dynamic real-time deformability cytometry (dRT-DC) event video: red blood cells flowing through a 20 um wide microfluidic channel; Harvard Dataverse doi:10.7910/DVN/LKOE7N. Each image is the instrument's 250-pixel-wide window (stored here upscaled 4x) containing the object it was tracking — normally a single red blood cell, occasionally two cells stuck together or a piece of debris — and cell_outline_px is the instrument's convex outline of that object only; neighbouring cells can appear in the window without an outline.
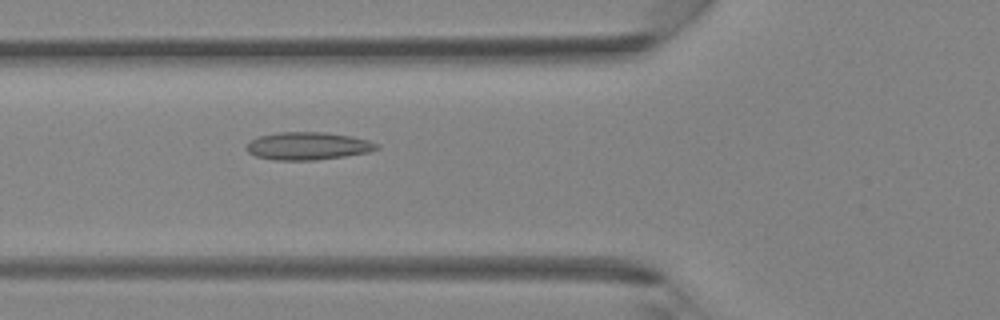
{"species": "Egyptian fruit bat (a non-hibernating species)", "species_latin": "Rousettus aegyptiacus", "temperature_condition": "room temperature", "stored_images_in_passage": 28, "camera_frame_rate_fps": 3000, "um_per_image_px": 0.085, "animal": {"sex": "female"}, "frame": {"image": 1, "passage_image": 7, "time_ms": 2.0, "image_size_px": [1000, 320], "cell_outline_px": [[380, 148], [368, 152], [348, 156], [316, 160], [272, 160], [256, 156], [248, 152], [244, 148], [252, 140], [260, 136], [280, 132], [324, 132], [352, 136], [368, 140], [380, 144]], "centroid_in_image_um": [26.21, 12.41], "position_along_channel_um": 99.6, "area_um2": 21.15}}
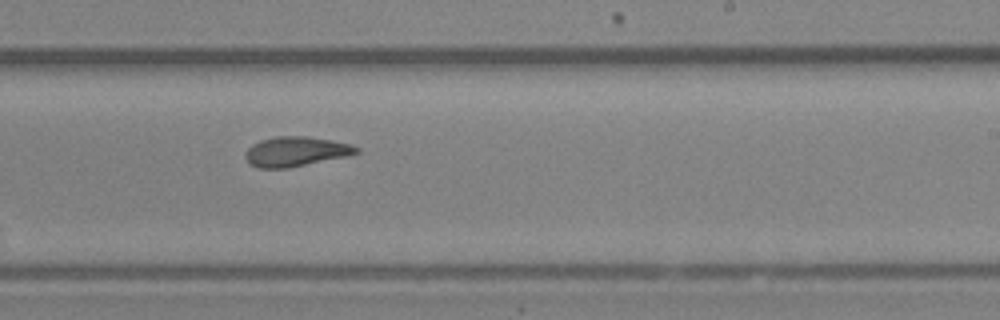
{"frame": {"image": 2, "passage_image": 17, "time_ms": 5.333, "image_size_px": [1000, 320], "cell_outline_px": [[360, 152], [344, 156], [288, 168], [260, 168], [252, 164], [244, 156], [248, 148], [252, 144], [260, 140], [276, 136], [308, 136], [332, 140], [352, 144], [360, 148]], "centroid_in_image_um": [25.15, 12.86], "position_along_channel_um": 263.8, "area_um2": 19.07}}
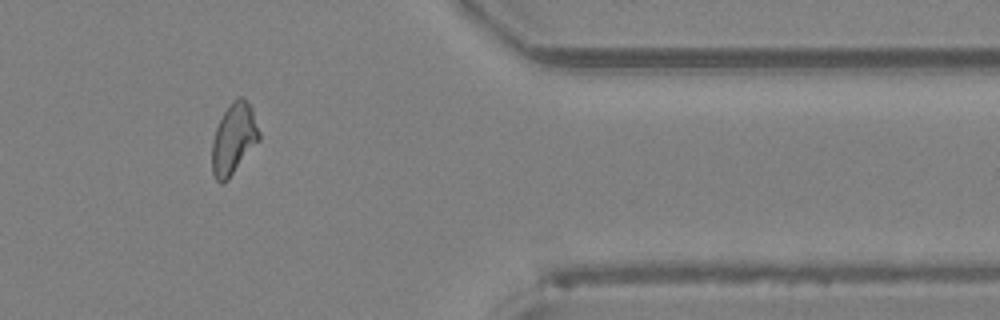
{"frame": {"image": 3, "passage_image": 26, "time_ms": 8.333, "image_size_px": [1000, 320], "cell_outline_px": [[260, 140], [228, 180], [220, 184], [216, 180], [212, 172], [212, 140], [216, 128], [224, 112], [232, 100], [240, 96], [244, 96], [252, 108], [260, 132]], "centroid_in_image_um": [19.88, 11.8], "position_along_channel_um": 391.5, "area_um2": 19.65}}